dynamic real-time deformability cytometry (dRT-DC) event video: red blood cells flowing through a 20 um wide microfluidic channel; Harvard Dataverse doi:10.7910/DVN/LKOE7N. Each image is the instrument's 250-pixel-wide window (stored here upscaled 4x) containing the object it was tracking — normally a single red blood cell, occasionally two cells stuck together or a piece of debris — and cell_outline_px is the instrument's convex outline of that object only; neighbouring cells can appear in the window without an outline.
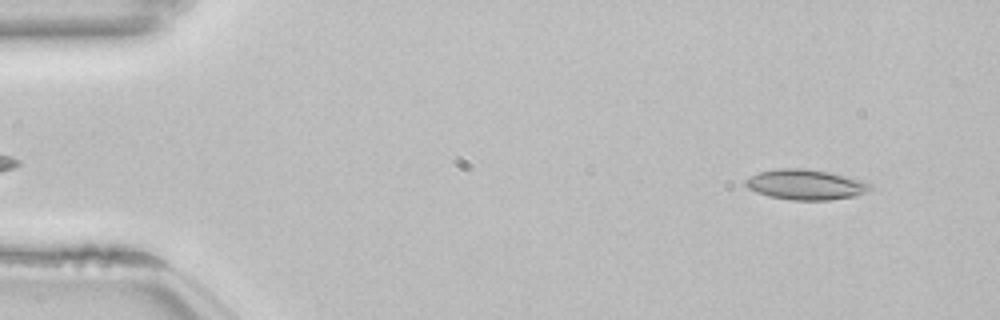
{"species": "common noctule bat (a hibernating species)", "species_latin": "Nyctalus noctula", "temperature_condition": "room temperature", "stored_images_in_passage": 52, "camera_frame_rate_fps": 3000, "um_per_image_px": 0.085, "animal": {"sex": "female", "body_mass_g": 22.7, "forearm_length_mm": 54.2}, "frame": {"image": 1, "passage_image": 4, "time_ms": 1.0, "image_size_px": [1000, 320], "cell_outline_px": [[872, 188], [856, 196], [828, 200], [792, 200], [768, 196], [756, 192], [748, 188], [744, 184], [744, 180], [748, 176], [760, 172], [780, 168], [804, 168], [828, 172], [860, 180], [868, 184]], "centroid_in_image_um": [68.4, 15.69], "position_along_channel_um": 16.6, "area_um2": 21.79}}
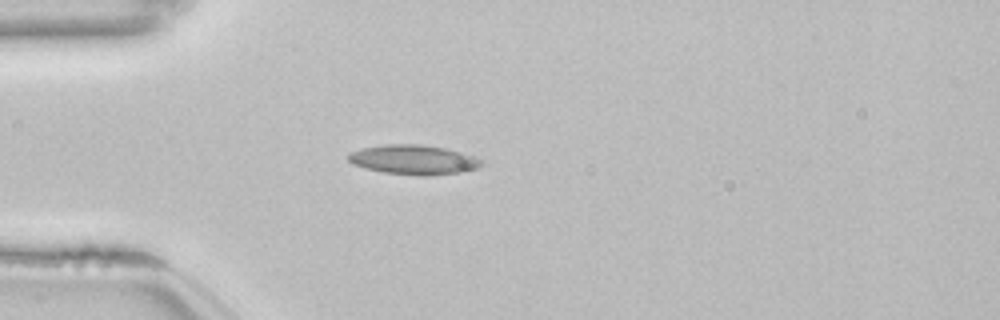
{"frame": {"image": 2, "passage_image": 14, "time_ms": 4.333, "image_size_px": [1000, 320], "cell_outline_px": [[484, 164], [476, 168], [460, 172], [428, 176], [420, 176], [384, 172], [364, 168], [352, 164], [348, 160], [348, 152], [364, 148], [388, 144], [416, 144], [444, 148], [460, 152], [472, 156], [480, 160]], "centroid_in_image_um": [35.11, 13.58], "position_along_channel_um": 49.9, "area_um2": 22.72}}
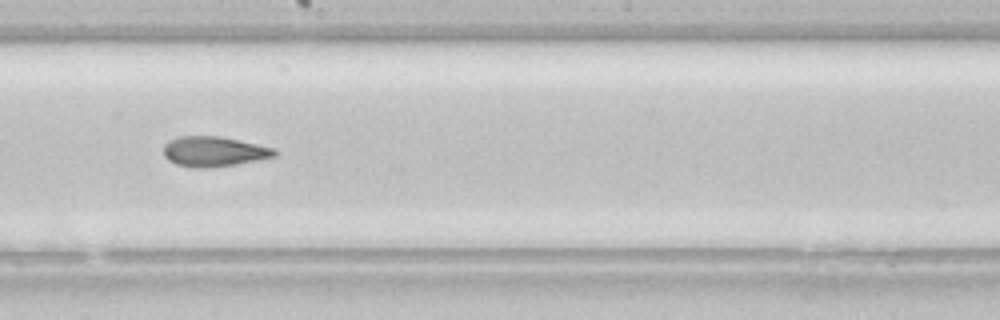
{"frame": {"image": 3, "passage_image": 29, "time_ms": 9.333, "image_size_px": [1000, 320], "cell_outline_px": [[276, 156], [236, 164], [208, 168], [196, 168], [176, 164], [168, 160], [164, 156], [164, 144], [168, 140], [180, 136], [220, 136], [256, 144], [272, 148], [276, 152]], "centroid_in_image_um": [18.12, 12.88], "position_along_channel_um": 230.1, "area_um2": 19.31}, "authors_computed_cell_mechanics": {"area_um2": 20.5768, "velocity_mm_per_s": 3.8513, "shape_relaxation_time_tau1_ms": null, "shape_relaxation_time_tau2_ms": 3.4113, "deformation_change_tau1": null, "deformation_change_tau2": 0.113}}